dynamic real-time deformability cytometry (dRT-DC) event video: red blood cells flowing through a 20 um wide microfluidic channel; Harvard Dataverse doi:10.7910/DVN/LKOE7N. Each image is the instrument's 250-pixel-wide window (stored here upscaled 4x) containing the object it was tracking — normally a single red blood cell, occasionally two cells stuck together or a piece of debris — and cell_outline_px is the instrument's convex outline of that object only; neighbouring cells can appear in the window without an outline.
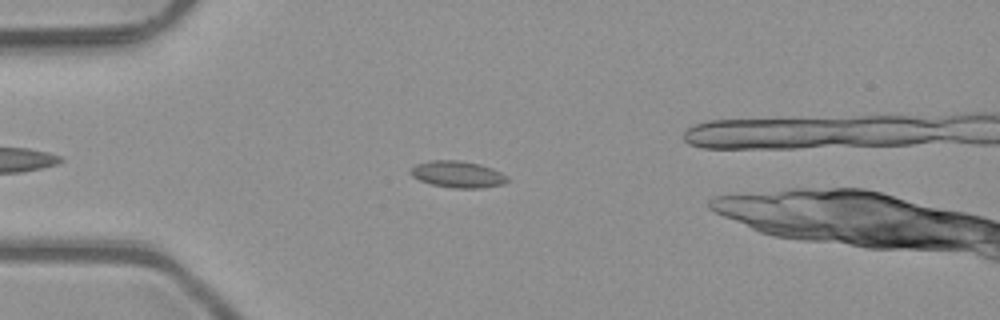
{"species": "common noctule bat (a hibernating species)", "species_latin": "Nyctalus noctula", "temperature_condition": "room temperature", "stored_images_in_passage": 3, "camera_frame_rate_fps": 3000, "um_per_image_px": 0.085, "animal": {"sex": "male", "body_mass_g": 23.1, "forearm_length_mm": 52.7}, "frame": {"image": 1, "passage_image": 3, "time_ms": 0.667, "image_size_px": [1000, 320], "cell_outline_px": [[512, 180], [504, 184], [480, 188], [452, 188], [432, 184], [420, 180], [412, 176], [408, 172], [416, 164], [428, 160], [460, 160], [480, 164], [492, 168], [508, 176]], "centroid_in_image_um": [38.93, 14.81], "position_along_channel_um": 46.1, "area_um2": 15.2}}